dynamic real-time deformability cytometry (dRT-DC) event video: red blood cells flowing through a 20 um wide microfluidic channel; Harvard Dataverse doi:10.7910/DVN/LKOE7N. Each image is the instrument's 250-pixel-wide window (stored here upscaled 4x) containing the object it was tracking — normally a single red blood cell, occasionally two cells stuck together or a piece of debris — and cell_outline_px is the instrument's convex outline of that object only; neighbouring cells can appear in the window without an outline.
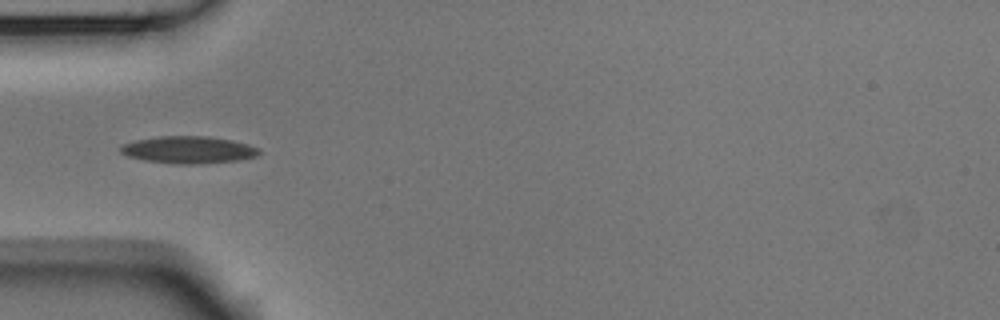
{"species": "Egyptian fruit bat (a non-hibernating species)", "species_latin": "Rousettus aegyptiacus", "temperature_condition": "room temperature", "stored_images_in_passage": 10, "camera_frame_rate_fps": 3000, "um_per_image_px": 0.085, "animal": {"sex": "male"}, "frame": {"image": 1, "passage_image": 4, "time_ms": 1.0, "image_size_px": [1000, 320], "cell_outline_px": [[260, 152], [256, 156], [240, 160], [196, 164], [176, 164], [144, 160], [128, 156], [120, 152], [120, 144], [136, 140], [160, 136], [208, 136], [232, 140], [248, 144], [260, 148]], "centroid_in_image_um": [16.02, 12.73], "position_along_channel_um": 69.0, "area_um2": 22.02}}
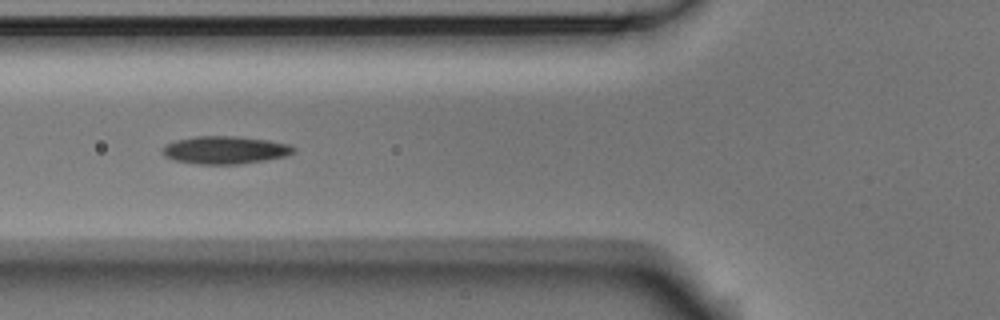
{"frame": {"image": 2, "passage_image": 7, "time_ms": 2.0, "image_size_px": [1000, 320], "cell_outline_px": [[296, 152], [284, 156], [264, 160], [236, 164], [200, 164], [176, 160], [164, 156], [164, 148], [168, 144], [176, 140], [196, 136], [240, 136], [268, 140], [288, 144], [296, 148]], "centroid_in_image_um": [19.18, 12.74], "position_along_channel_um": 106.6, "area_um2": 20.92}}